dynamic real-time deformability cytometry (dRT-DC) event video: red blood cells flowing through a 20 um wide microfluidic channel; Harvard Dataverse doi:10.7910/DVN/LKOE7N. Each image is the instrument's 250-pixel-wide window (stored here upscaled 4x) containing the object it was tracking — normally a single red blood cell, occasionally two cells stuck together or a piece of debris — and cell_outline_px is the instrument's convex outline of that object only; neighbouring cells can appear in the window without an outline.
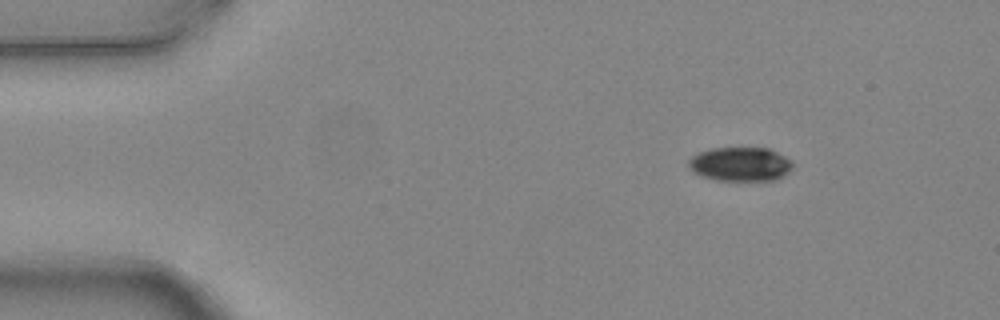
{"species": "common noctule bat (a hibernating species)", "species_latin": "Nyctalus noctula", "temperature_condition": "warm", "stored_images_in_passage": 3, "camera_frame_rate_fps": 3000, "um_per_image_px": 0.085, "animal": {"sex": "female", "body_mass_g": 24.6, "forearm_length_mm": 56.2}, "frame": {"image": 1, "passage_image": 1, "time_ms": 0.0, "image_size_px": [1000, 320], "cell_outline_px": [[792, 168], [784, 176], [776, 180], [716, 180], [700, 176], [692, 172], [688, 168], [688, 160], [692, 156], [700, 152], [712, 148], [768, 148], [792, 160]], "centroid_in_image_um": [62.9, 13.96], "position_along_channel_um": 22.1, "area_um2": 20.75}}
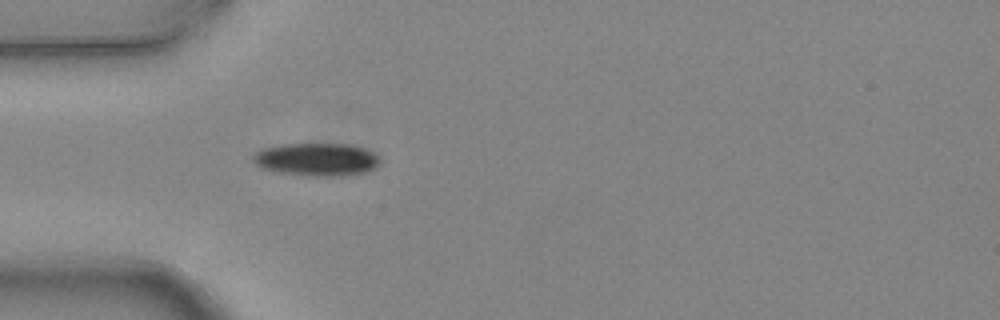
{"frame": {"image": 2, "passage_image": 3, "time_ms": 0.667, "image_size_px": [1000, 320], "cell_outline_px": [[380, 160], [372, 168], [364, 172], [336, 176], [304, 176], [280, 172], [260, 168], [252, 160], [252, 156], [256, 152], [264, 148], [284, 144], [348, 144], [364, 148], [372, 152]], "centroid_in_image_um": [26.85, 13.55], "position_along_channel_um": 58.1, "area_um2": 24.04}}